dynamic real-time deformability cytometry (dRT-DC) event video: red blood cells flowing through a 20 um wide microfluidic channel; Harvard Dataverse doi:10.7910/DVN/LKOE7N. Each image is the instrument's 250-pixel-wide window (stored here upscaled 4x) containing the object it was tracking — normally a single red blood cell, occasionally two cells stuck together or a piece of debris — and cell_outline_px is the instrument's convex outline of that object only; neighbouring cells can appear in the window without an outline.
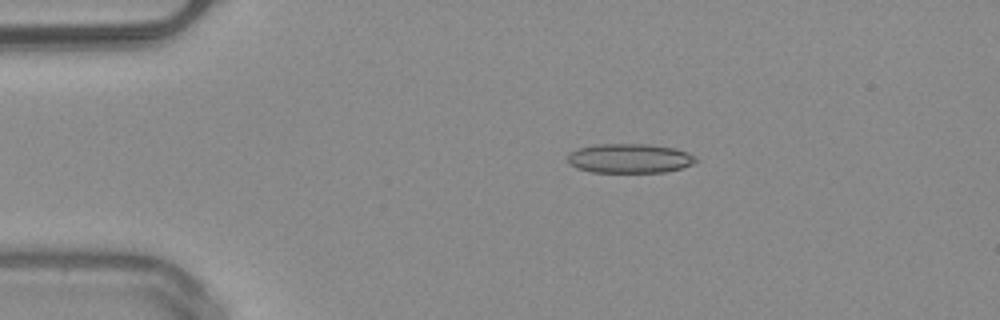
{"species": "common noctule bat (a hibernating species)", "species_latin": "Nyctalus noctula", "temperature_condition": "warm", "stored_images_in_passage": 41, "camera_frame_rate_fps": 3000, "um_per_image_px": 0.085, "animal": {"sex": "male", "body_mass_g": 20.4}, "frame": {"image": 1, "passage_image": 1, "time_ms": 0.0, "image_size_px": [1000, 320], "cell_outline_px": [[700, 160], [692, 164], [680, 168], [664, 172], [592, 172], [576, 168], [568, 164], [568, 152], [580, 148], [596, 144], [648, 144], [676, 148], [688, 152], [696, 156]], "centroid_in_image_um": [53.53, 13.46], "position_along_channel_um": 31.5, "area_um2": 22.14}}
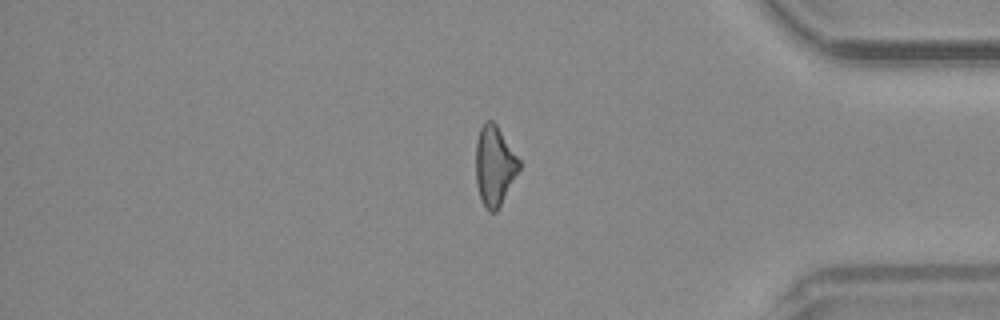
{"frame": {"image": 2, "passage_image": 33, "time_ms": 10.667, "image_size_px": [1000, 320], "cell_outline_px": [[520, 168], [496, 212], [488, 212], [484, 208], [480, 200], [476, 184], [476, 140], [480, 128], [488, 120], [492, 120], [496, 124], [520, 160]], "centroid_in_image_um": [42.01, 14.11], "position_along_channel_um": 393.2, "area_um2": 20.06}, "authors_computed_cell_mechanics": {"area_um2": 20.808, "velocity_mm_per_s": 4.0802, "shape_relaxation_time_tau1_ms": null, "shape_relaxation_time_tau2_ms": 2.5592, "deformation_change_tau1": null, "deformation_change_tau2": 0.1345}}